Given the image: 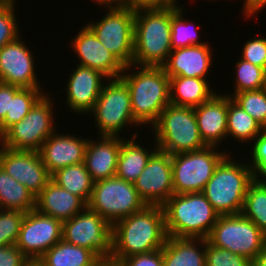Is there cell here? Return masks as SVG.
I'll return each mask as SVG.
<instances>
[{"label": "cell", "mask_w": 266, "mask_h": 266, "mask_svg": "<svg viewBox=\"0 0 266 266\" xmlns=\"http://www.w3.org/2000/svg\"><path fill=\"white\" fill-rule=\"evenodd\" d=\"M167 237L163 207L146 205L112 225V257L109 261L117 263L123 258L162 249Z\"/></svg>", "instance_id": "obj_1"}, {"label": "cell", "mask_w": 266, "mask_h": 266, "mask_svg": "<svg viewBox=\"0 0 266 266\" xmlns=\"http://www.w3.org/2000/svg\"><path fill=\"white\" fill-rule=\"evenodd\" d=\"M120 78L128 86L134 119L142 127L149 124L151 128L170 104L169 76L163 67L131 64L124 67Z\"/></svg>", "instance_id": "obj_2"}, {"label": "cell", "mask_w": 266, "mask_h": 266, "mask_svg": "<svg viewBox=\"0 0 266 266\" xmlns=\"http://www.w3.org/2000/svg\"><path fill=\"white\" fill-rule=\"evenodd\" d=\"M171 51V6L135 12L132 64L162 67Z\"/></svg>", "instance_id": "obj_3"}, {"label": "cell", "mask_w": 266, "mask_h": 266, "mask_svg": "<svg viewBox=\"0 0 266 266\" xmlns=\"http://www.w3.org/2000/svg\"><path fill=\"white\" fill-rule=\"evenodd\" d=\"M162 207L168 237L206 239L219 218L202 192L173 194Z\"/></svg>", "instance_id": "obj_4"}, {"label": "cell", "mask_w": 266, "mask_h": 266, "mask_svg": "<svg viewBox=\"0 0 266 266\" xmlns=\"http://www.w3.org/2000/svg\"><path fill=\"white\" fill-rule=\"evenodd\" d=\"M253 180L251 167L228 154L216 167L202 193L219 216L239 214Z\"/></svg>", "instance_id": "obj_5"}, {"label": "cell", "mask_w": 266, "mask_h": 266, "mask_svg": "<svg viewBox=\"0 0 266 266\" xmlns=\"http://www.w3.org/2000/svg\"><path fill=\"white\" fill-rule=\"evenodd\" d=\"M152 129V130H151ZM157 148L170 155L200 150L202 140L194 108L169 104L150 128Z\"/></svg>", "instance_id": "obj_6"}, {"label": "cell", "mask_w": 266, "mask_h": 266, "mask_svg": "<svg viewBox=\"0 0 266 266\" xmlns=\"http://www.w3.org/2000/svg\"><path fill=\"white\" fill-rule=\"evenodd\" d=\"M91 113L100 136L122 137L126 125L140 126L133 117L128 86L121 78L106 80Z\"/></svg>", "instance_id": "obj_7"}, {"label": "cell", "mask_w": 266, "mask_h": 266, "mask_svg": "<svg viewBox=\"0 0 266 266\" xmlns=\"http://www.w3.org/2000/svg\"><path fill=\"white\" fill-rule=\"evenodd\" d=\"M206 146L200 150L171 155L174 194L203 192L219 163L230 150ZM219 151V152H218Z\"/></svg>", "instance_id": "obj_8"}, {"label": "cell", "mask_w": 266, "mask_h": 266, "mask_svg": "<svg viewBox=\"0 0 266 266\" xmlns=\"http://www.w3.org/2000/svg\"><path fill=\"white\" fill-rule=\"evenodd\" d=\"M145 206L134 183L116 176L94 182L92 195L87 204L90 210L97 212L112 225L142 210Z\"/></svg>", "instance_id": "obj_9"}, {"label": "cell", "mask_w": 266, "mask_h": 266, "mask_svg": "<svg viewBox=\"0 0 266 266\" xmlns=\"http://www.w3.org/2000/svg\"><path fill=\"white\" fill-rule=\"evenodd\" d=\"M206 240L252 261L266 244V234L239 213L219 216Z\"/></svg>", "instance_id": "obj_10"}, {"label": "cell", "mask_w": 266, "mask_h": 266, "mask_svg": "<svg viewBox=\"0 0 266 266\" xmlns=\"http://www.w3.org/2000/svg\"><path fill=\"white\" fill-rule=\"evenodd\" d=\"M47 92L35 103L23 120L4 134V145L12 150L38 152L44 141L55 131L53 99Z\"/></svg>", "instance_id": "obj_11"}, {"label": "cell", "mask_w": 266, "mask_h": 266, "mask_svg": "<svg viewBox=\"0 0 266 266\" xmlns=\"http://www.w3.org/2000/svg\"><path fill=\"white\" fill-rule=\"evenodd\" d=\"M105 11L99 21L86 25L107 50L124 66H129L133 61L135 12L124 7H109Z\"/></svg>", "instance_id": "obj_12"}, {"label": "cell", "mask_w": 266, "mask_h": 266, "mask_svg": "<svg viewBox=\"0 0 266 266\" xmlns=\"http://www.w3.org/2000/svg\"><path fill=\"white\" fill-rule=\"evenodd\" d=\"M62 239L93 251L102 261L112 257V224L88 207L63 222Z\"/></svg>", "instance_id": "obj_13"}, {"label": "cell", "mask_w": 266, "mask_h": 266, "mask_svg": "<svg viewBox=\"0 0 266 266\" xmlns=\"http://www.w3.org/2000/svg\"><path fill=\"white\" fill-rule=\"evenodd\" d=\"M62 230V221L34 209L25 213L15 245L32 263H36L62 240Z\"/></svg>", "instance_id": "obj_14"}, {"label": "cell", "mask_w": 266, "mask_h": 266, "mask_svg": "<svg viewBox=\"0 0 266 266\" xmlns=\"http://www.w3.org/2000/svg\"><path fill=\"white\" fill-rule=\"evenodd\" d=\"M134 186L146 205L162 206L174 194L171 155L157 149Z\"/></svg>", "instance_id": "obj_15"}, {"label": "cell", "mask_w": 266, "mask_h": 266, "mask_svg": "<svg viewBox=\"0 0 266 266\" xmlns=\"http://www.w3.org/2000/svg\"><path fill=\"white\" fill-rule=\"evenodd\" d=\"M19 36L0 49V82L20 88H41L35 58Z\"/></svg>", "instance_id": "obj_16"}, {"label": "cell", "mask_w": 266, "mask_h": 266, "mask_svg": "<svg viewBox=\"0 0 266 266\" xmlns=\"http://www.w3.org/2000/svg\"><path fill=\"white\" fill-rule=\"evenodd\" d=\"M1 167L35 197L51 180V175L43 164L39 152L36 151L5 148L1 157Z\"/></svg>", "instance_id": "obj_17"}, {"label": "cell", "mask_w": 266, "mask_h": 266, "mask_svg": "<svg viewBox=\"0 0 266 266\" xmlns=\"http://www.w3.org/2000/svg\"><path fill=\"white\" fill-rule=\"evenodd\" d=\"M81 28L69 45L79 58L78 65L97 70L108 79L120 78L125 66L105 48L87 25Z\"/></svg>", "instance_id": "obj_18"}, {"label": "cell", "mask_w": 266, "mask_h": 266, "mask_svg": "<svg viewBox=\"0 0 266 266\" xmlns=\"http://www.w3.org/2000/svg\"><path fill=\"white\" fill-rule=\"evenodd\" d=\"M66 89V105L77 115L91 112L108 78L101 72L89 67L76 65L68 74ZM104 80V81H103Z\"/></svg>", "instance_id": "obj_19"}, {"label": "cell", "mask_w": 266, "mask_h": 266, "mask_svg": "<svg viewBox=\"0 0 266 266\" xmlns=\"http://www.w3.org/2000/svg\"><path fill=\"white\" fill-rule=\"evenodd\" d=\"M70 134L55 131L38 151L50 175L63 167L84 162L88 139Z\"/></svg>", "instance_id": "obj_20"}, {"label": "cell", "mask_w": 266, "mask_h": 266, "mask_svg": "<svg viewBox=\"0 0 266 266\" xmlns=\"http://www.w3.org/2000/svg\"><path fill=\"white\" fill-rule=\"evenodd\" d=\"M212 47L209 43L173 49L162 66L169 77H196L208 79L212 67Z\"/></svg>", "instance_id": "obj_21"}, {"label": "cell", "mask_w": 266, "mask_h": 266, "mask_svg": "<svg viewBox=\"0 0 266 266\" xmlns=\"http://www.w3.org/2000/svg\"><path fill=\"white\" fill-rule=\"evenodd\" d=\"M88 139L84 164L93 182L115 177L122 142L120 136H99Z\"/></svg>", "instance_id": "obj_22"}, {"label": "cell", "mask_w": 266, "mask_h": 266, "mask_svg": "<svg viewBox=\"0 0 266 266\" xmlns=\"http://www.w3.org/2000/svg\"><path fill=\"white\" fill-rule=\"evenodd\" d=\"M218 94L194 108L200 136L207 146L220 147L227 139L228 95Z\"/></svg>", "instance_id": "obj_23"}, {"label": "cell", "mask_w": 266, "mask_h": 266, "mask_svg": "<svg viewBox=\"0 0 266 266\" xmlns=\"http://www.w3.org/2000/svg\"><path fill=\"white\" fill-rule=\"evenodd\" d=\"M87 204L50 180L35 197V209L62 222L82 212Z\"/></svg>", "instance_id": "obj_24"}, {"label": "cell", "mask_w": 266, "mask_h": 266, "mask_svg": "<svg viewBox=\"0 0 266 266\" xmlns=\"http://www.w3.org/2000/svg\"><path fill=\"white\" fill-rule=\"evenodd\" d=\"M163 266H206L204 238L167 237Z\"/></svg>", "instance_id": "obj_25"}, {"label": "cell", "mask_w": 266, "mask_h": 266, "mask_svg": "<svg viewBox=\"0 0 266 266\" xmlns=\"http://www.w3.org/2000/svg\"><path fill=\"white\" fill-rule=\"evenodd\" d=\"M170 103L177 106L195 108L210 100L217 92L211 88L209 79L196 77H169Z\"/></svg>", "instance_id": "obj_26"}, {"label": "cell", "mask_w": 266, "mask_h": 266, "mask_svg": "<svg viewBox=\"0 0 266 266\" xmlns=\"http://www.w3.org/2000/svg\"><path fill=\"white\" fill-rule=\"evenodd\" d=\"M138 129L133 133L132 137L125 139L121 144V149L118 156L116 177L127 182L134 183L145 168L151 155L158 149L154 143V149L140 146L136 143L138 137ZM156 145V146H155Z\"/></svg>", "instance_id": "obj_27"}, {"label": "cell", "mask_w": 266, "mask_h": 266, "mask_svg": "<svg viewBox=\"0 0 266 266\" xmlns=\"http://www.w3.org/2000/svg\"><path fill=\"white\" fill-rule=\"evenodd\" d=\"M36 263L39 266H99L102 260L93 251L62 239Z\"/></svg>", "instance_id": "obj_28"}, {"label": "cell", "mask_w": 266, "mask_h": 266, "mask_svg": "<svg viewBox=\"0 0 266 266\" xmlns=\"http://www.w3.org/2000/svg\"><path fill=\"white\" fill-rule=\"evenodd\" d=\"M0 209L29 212L35 209V196L0 166Z\"/></svg>", "instance_id": "obj_29"}, {"label": "cell", "mask_w": 266, "mask_h": 266, "mask_svg": "<svg viewBox=\"0 0 266 266\" xmlns=\"http://www.w3.org/2000/svg\"><path fill=\"white\" fill-rule=\"evenodd\" d=\"M264 131L262 126L228 96L227 139L251 143Z\"/></svg>", "instance_id": "obj_30"}, {"label": "cell", "mask_w": 266, "mask_h": 266, "mask_svg": "<svg viewBox=\"0 0 266 266\" xmlns=\"http://www.w3.org/2000/svg\"><path fill=\"white\" fill-rule=\"evenodd\" d=\"M51 180L88 204L94 182L86 170L84 162L63 167L51 175Z\"/></svg>", "instance_id": "obj_31"}, {"label": "cell", "mask_w": 266, "mask_h": 266, "mask_svg": "<svg viewBox=\"0 0 266 266\" xmlns=\"http://www.w3.org/2000/svg\"><path fill=\"white\" fill-rule=\"evenodd\" d=\"M45 93L42 88H20L10 85V114H6L0 123V133L4 134L12 125L23 120Z\"/></svg>", "instance_id": "obj_32"}, {"label": "cell", "mask_w": 266, "mask_h": 266, "mask_svg": "<svg viewBox=\"0 0 266 266\" xmlns=\"http://www.w3.org/2000/svg\"><path fill=\"white\" fill-rule=\"evenodd\" d=\"M184 6L174 4L171 6V47L172 50L176 48H183L192 45H203L206 44V41L199 40L201 37L199 36L198 30H200V26L196 27L191 22L184 20L185 14ZM190 22V23H189ZM193 26V27H191Z\"/></svg>", "instance_id": "obj_33"}, {"label": "cell", "mask_w": 266, "mask_h": 266, "mask_svg": "<svg viewBox=\"0 0 266 266\" xmlns=\"http://www.w3.org/2000/svg\"><path fill=\"white\" fill-rule=\"evenodd\" d=\"M241 213L266 234V182L254 179L249 184Z\"/></svg>", "instance_id": "obj_34"}, {"label": "cell", "mask_w": 266, "mask_h": 266, "mask_svg": "<svg viewBox=\"0 0 266 266\" xmlns=\"http://www.w3.org/2000/svg\"><path fill=\"white\" fill-rule=\"evenodd\" d=\"M231 99L252 116L266 130V89L244 91L234 95L228 93Z\"/></svg>", "instance_id": "obj_35"}, {"label": "cell", "mask_w": 266, "mask_h": 266, "mask_svg": "<svg viewBox=\"0 0 266 266\" xmlns=\"http://www.w3.org/2000/svg\"><path fill=\"white\" fill-rule=\"evenodd\" d=\"M234 67L236 76L234 77L233 95L244 91L264 89L262 67L253 65L241 58L236 61Z\"/></svg>", "instance_id": "obj_36"}, {"label": "cell", "mask_w": 266, "mask_h": 266, "mask_svg": "<svg viewBox=\"0 0 266 266\" xmlns=\"http://www.w3.org/2000/svg\"><path fill=\"white\" fill-rule=\"evenodd\" d=\"M16 0H5L0 4V49L7 43L16 40L20 34L15 13Z\"/></svg>", "instance_id": "obj_37"}, {"label": "cell", "mask_w": 266, "mask_h": 266, "mask_svg": "<svg viewBox=\"0 0 266 266\" xmlns=\"http://www.w3.org/2000/svg\"><path fill=\"white\" fill-rule=\"evenodd\" d=\"M24 216L18 210L0 209V247L16 244Z\"/></svg>", "instance_id": "obj_38"}, {"label": "cell", "mask_w": 266, "mask_h": 266, "mask_svg": "<svg viewBox=\"0 0 266 266\" xmlns=\"http://www.w3.org/2000/svg\"><path fill=\"white\" fill-rule=\"evenodd\" d=\"M206 266H251V261L229 250L218 248L205 239Z\"/></svg>", "instance_id": "obj_39"}, {"label": "cell", "mask_w": 266, "mask_h": 266, "mask_svg": "<svg viewBox=\"0 0 266 266\" xmlns=\"http://www.w3.org/2000/svg\"><path fill=\"white\" fill-rule=\"evenodd\" d=\"M252 149L247 164L251 167L254 179L266 182V130L259 134L250 144ZM260 177V178H259Z\"/></svg>", "instance_id": "obj_40"}, {"label": "cell", "mask_w": 266, "mask_h": 266, "mask_svg": "<svg viewBox=\"0 0 266 266\" xmlns=\"http://www.w3.org/2000/svg\"><path fill=\"white\" fill-rule=\"evenodd\" d=\"M245 41L241 50V59L252 63L253 65L264 67L266 65V38L258 36Z\"/></svg>", "instance_id": "obj_41"}, {"label": "cell", "mask_w": 266, "mask_h": 266, "mask_svg": "<svg viewBox=\"0 0 266 266\" xmlns=\"http://www.w3.org/2000/svg\"><path fill=\"white\" fill-rule=\"evenodd\" d=\"M116 264L118 266H163L162 249L123 258Z\"/></svg>", "instance_id": "obj_42"}, {"label": "cell", "mask_w": 266, "mask_h": 266, "mask_svg": "<svg viewBox=\"0 0 266 266\" xmlns=\"http://www.w3.org/2000/svg\"><path fill=\"white\" fill-rule=\"evenodd\" d=\"M32 262L14 244L0 247V266H30Z\"/></svg>", "instance_id": "obj_43"}, {"label": "cell", "mask_w": 266, "mask_h": 266, "mask_svg": "<svg viewBox=\"0 0 266 266\" xmlns=\"http://www.w3.org/2000/svg\"><path fill=\"white\" fill-rule=\"evenodd\" d=\"M174 5L171 0H126V8L133 12L151 9H163Z\"/></svg>", "instance_id": "obj_44"}, {"label": "cell", "mask_w": 266, "mask_h": 266, "mask_svg": "<svg viewBox=\"0 0 266 266\" xmlns=\"http://www.w3.org/2000/svg\"><path fill=\"white\" fill-rule=\"evenodd\" d=\"M10 114V84L0 82V123Z\"/></svg>", "instance_id": "obj_45"}, {"label": "cell", "mask_w": 266, "mask_h": 266, "mask_svg": "<svg viewBox=\"0 0 266 266\" xmlns=\"http://www.w3.org/2000/svg\"><path fill=\"white\" fill-rule=\"evenodd\" d=\"M242 5L243 15L249 20V17L255 18L266 7V0H244Z\"/></svg>", "instance_id": "obj_46"}, {"label": "cell", "mask_w": 266, "mask_h": 266, "mask_svg": "<svg viewBox=\"0 0 266 266\" xmlns=\"http://www.w3.org/2000/svg\"><path fill=\"white\" fill-rule=\"evenodd\" d=\"M94 1L97 5L101 4L100 6L103 5L104 8H109V7H124L126 8V0H92Z\"/></svg>", "instance_id": "obj_47"}, {"label": "cell", "mask_w": 266, "mask_h": 266, "mask_svg": "<svg viewBox=\"0 0 266 266\" xmlns=\"http://www.w3.org/2000/svg\"><path fill=\"white\" fill-rule=\"evenodd\" d=\"M251 266H266V244L258 255L251 261Z\"/></svg>", "instance_id": "obj_48"}, {"label": "cell", "mask_w": 266, "mask_h": 266, "mask_svg": "<svg viewBox=\"0 0 266 266\" xmlns=\"http://www.w3.org/2000/svg\"><path fill=\"white\" fill-rule=\"evenodd\" d=\"M5 145H4V137H3V134L0 133V166H1V157H2V154L5 150Z\"/></svg>", "instance_id": "obj_49"}, {"label": "cell", "mask_w": 266, "mask_h": 266, "mask_svg": "<svg viewBox=\"0 0 266 266\" xmlns=\"http://www.w3.org/2000/svg\"><path fill=\"white\" fill-rule=\"evenodd\" d=\"M99 266H118V265L116 263L107 260V261H102V263Z\"/></svg>", "instance_id": "obj_50"}, {"label": "cell", "mask_w": 266, "mask_h": 266, "mask_svg": "<svg viewBox=\"0 0 266 266\" xmlns=\"http://www.w3.org/2000/svg\"><path fill=\"white\" fill-rule=\"evenodd\" d=\"M263 83L264 89H266V65L263 67Z\"/></svg>", "instance_id": "obj_51"}, {"label": "cell", "mask_w": 266, "mask_h": 266, "mask_svg": "<svg viewBox=\"0 0 266 266\" xmlns=\"http://www.w3.org/2000/svg\"><path fill=\"white\" fill-rule=\"evenodd\" d=\"M174 4H178V0H171Z\"/></svg>", "instance_id": "obj_52"}, {"label": "cell", "mask_w": 266, "mask_h": 266, "mask_svg": "<svg viewBox=\"0 0 266 266\" xmlns=\"http://www.w3.org/2000/svg\"><path fill=\"white\" fill-rule=\"evenodd\" d=\"M30 266H39L37 263H32Z\"/></svg>", "instance_id": "obj_53"}]
</instances>
